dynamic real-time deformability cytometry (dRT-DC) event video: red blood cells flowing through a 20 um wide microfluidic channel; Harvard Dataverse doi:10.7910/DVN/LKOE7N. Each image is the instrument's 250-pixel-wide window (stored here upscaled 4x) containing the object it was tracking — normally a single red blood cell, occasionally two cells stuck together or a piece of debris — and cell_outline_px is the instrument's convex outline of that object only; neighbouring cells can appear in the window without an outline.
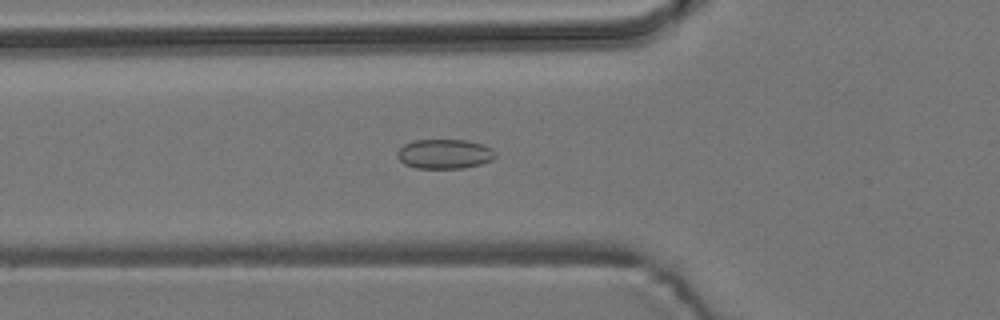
{"species": "common noctule bat (a hibernating species)", "species_latin": "Nyctalus noctula", "temperature_condition": "room temperature", "stored_images_in_passage": 41, "camera_frame_rate_fps": 3000, "um_per_image_px": 0.085, "animal": {"sex": "male", "body_mass_g": 19.2, "forearm_length_mm": 51.8}, "frame": {"image": 1, "passage_image": 11, "time_ms": 3.333, "image_size_px": [1000, 320], "cell_outline_px": [[496, 156], [492, 160], [480, 164], [464, 168], [416, 168], [404, 164], [396, 156], [396, 152], [404, 144], [412, 140], [468, 140], [484, 144], [492, 148], [496, 152]], "centroid_in_image_um": [37.79, 13.08], "position_along_channel_um": 88.0, "area_um2": 17.11}}
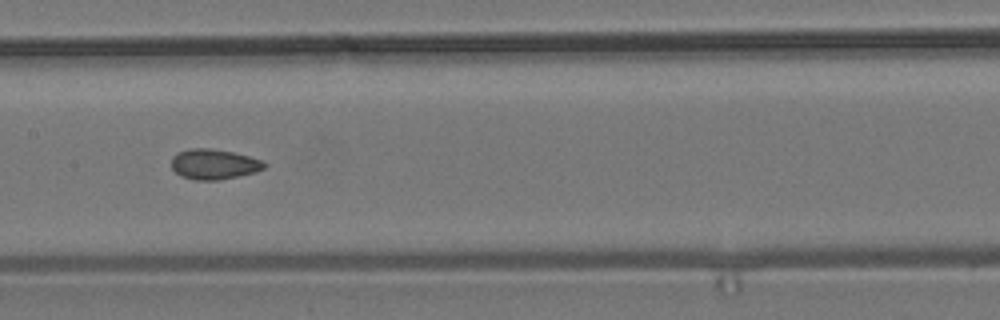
{"frame": {"image": 2, "passage_image": 19, "time_ms": 6.0, "image_size_px": [1000, 320], "cell_outline_px": [[268, 164], [264, 168], [256, 172], [220, 180], [196, 180], [184, 176], [176, 172], [172, 168], [172, 156], [176, 152], [188, 148], [212, 148], [232, 152], [248, 156], [260, 160]], "centroid_in_image_um": [18.18, 13.94], "position_along_channel_um": 189.2, "area_um2": 16.36}}
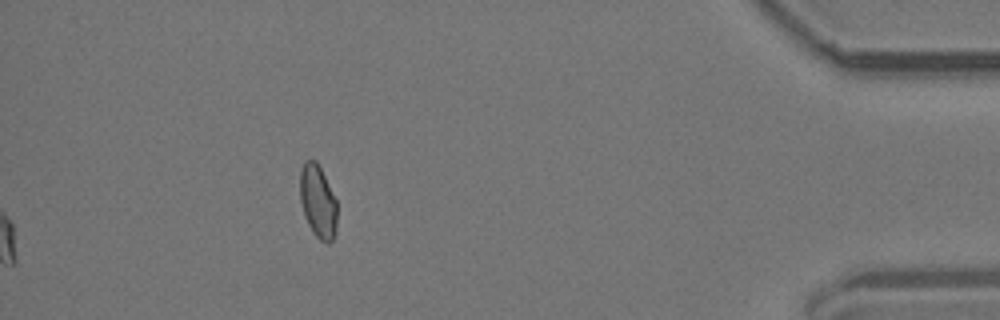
{"frame": {"image": 3, "passage_image": 41, "time_ms": 13.333, "image_size_px": [1000, 320], "cell_outline_px": [[336, 232], [332, 240], [328, 244], [320, 240], [312, 232], [308, 224], [300, 200], [300, 172], [304, 160], [316, 160], [336, 200]], "centroid_in_image_um": [27.01, 17.14], "position_along_channel_um": 408.2, "area_um2": 15.61}, "authors_computed_cell_mechanics": {"area_um2": 16.4152, "velocity_mm_per_s": 3.762, "shape_relaxation_time_tau1_ms": null, "shape_relaxation_time_tau2_ms": 2.3504, "deformation_change_tau1": null, "deformation_change_tau2": 0.0756}}